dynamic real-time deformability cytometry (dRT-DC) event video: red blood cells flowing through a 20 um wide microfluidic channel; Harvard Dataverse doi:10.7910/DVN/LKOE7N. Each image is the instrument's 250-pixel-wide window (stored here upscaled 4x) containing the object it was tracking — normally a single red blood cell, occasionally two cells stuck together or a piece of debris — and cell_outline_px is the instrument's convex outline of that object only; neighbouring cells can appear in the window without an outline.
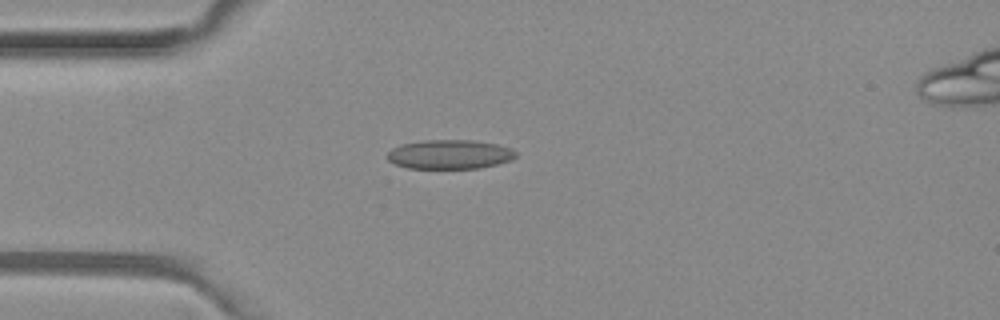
{"species": "common noctule bat (a hibernating species)", "species_latin": "Nyctalus noctula", "temperature_condition": "room temperature", "stored_images_in_passage": 7, "camera_frame_rate_fps": 3000, "um_per_image_px": 0.085, "animal": {"sex": "female", "body_mass_g": 29.2, "forearm_length_mm": 56.3}, "frame": {"image": 1, "passage_image": 1, "time_ms": 0.0, "image_size_px": [1000, 320], "cell_outline_px": [[516, 156], [512, 160], [480, 168], [408, 168], [396, 164], [388, 160], [384, 156], [392, 148], [400, 144], [424, 140], [472, 140], [496, 144], [512, 148], [516, 152]], "centroid_in_image_um": [38.21, 13.12], "position_along_channel_um": 46.8, "area_um2": 21.96}}
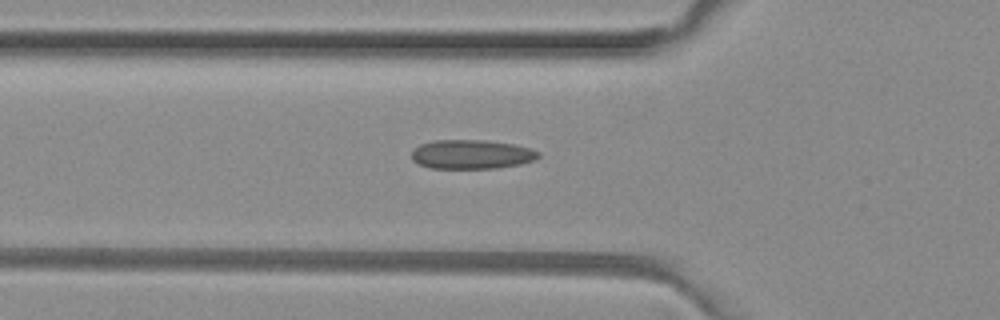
{"frame": {"image": 2, "passage_image": 5, "time_ms": 1.333, "image_size_px": [1000, 320], "cell_outline_px": [[540, 156], [532, 160], [520, 164], [496, 168], [432, 168], [420, 164], [412, 160], [412, 152], [420, 144], [432, 140], [484, 140], [512, 144], [528, 148], [540, 152]], "centroid_in_image_um": [40.06, 13.11], "position_along_channel_um": 85.7, "area_um2": 21.33}}